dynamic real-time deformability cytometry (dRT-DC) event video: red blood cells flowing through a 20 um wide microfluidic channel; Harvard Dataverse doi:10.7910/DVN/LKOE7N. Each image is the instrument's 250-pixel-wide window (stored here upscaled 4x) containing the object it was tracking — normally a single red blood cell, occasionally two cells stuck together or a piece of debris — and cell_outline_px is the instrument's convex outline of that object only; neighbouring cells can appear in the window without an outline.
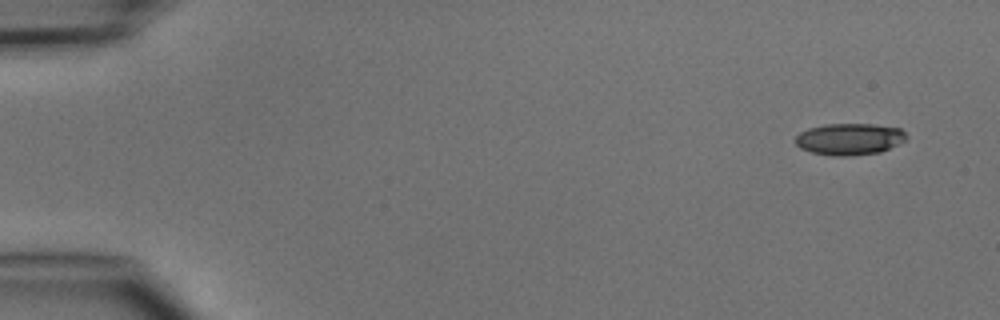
{"species": "common noctule bat (a hibernating species)", "species_latin": "Nyctalus noctula", "temperature_condition": "cold", "stored_images_in_passage": 5, "camera_frame_rate_fps": 3000, "um_per_image_px": 0.085, "animal": {"sex": "male", "body_mass_g": 15.6}, "frame": {"image": 1, "passage_image": 1, "time_ms": 0.0, "image_size_px": [1000, 320], "cell_outline_px": [[908, 136], [904, 140], [880, 152], [848, 156], [832, 156], [812, 152], [800, 148], [796, 144], [796, 136], [800, 132], [808, 128], [824, 124], [872, 124], [900, 128]], "centroid_in_image_um": [72.17, 11.82], "position_along_channel_um": 12.8, "area_um2": 20.35}}